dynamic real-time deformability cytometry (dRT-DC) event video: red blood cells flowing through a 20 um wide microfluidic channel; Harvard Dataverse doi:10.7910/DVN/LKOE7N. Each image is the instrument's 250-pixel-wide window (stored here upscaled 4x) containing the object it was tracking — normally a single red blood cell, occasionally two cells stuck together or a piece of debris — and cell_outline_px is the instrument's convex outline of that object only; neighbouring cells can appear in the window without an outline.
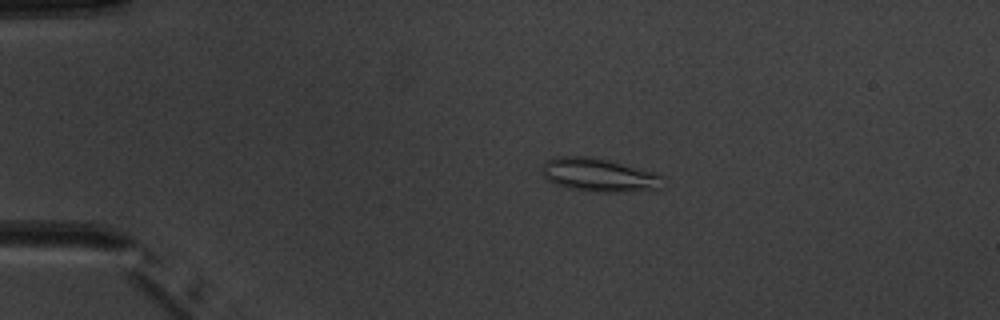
{"species": "common noctule bat (a hibernating species)", "species_latin": "Nyctalus noctula", "temperature_condition": "warm", "stored_images_in_passage": 4, "camera_frame_rate_fps": 3000, "um_per_image_px": 0.085, "animal": {"sex": "male", "body_mass_g": 20.1, "forearm_length_mm": 53.5}, "frame": {"image": 1, "passage_image": 3, "time_ms": 2.333, "image_size_px": [1000, 320], "cell_outline_px": [[664, 176], [660, 188], [616, 192], [596, 192], [568, 188], [556, 184], [548, 180], [544, 176], [544, 164], [548, 160], [556, 156], [588, 156], [608, 160], [656, 172]], "centroid_in_image_um": [50.93, 14.87], "position_along_channel_um": 34.1, "area_um2": 23.29}}